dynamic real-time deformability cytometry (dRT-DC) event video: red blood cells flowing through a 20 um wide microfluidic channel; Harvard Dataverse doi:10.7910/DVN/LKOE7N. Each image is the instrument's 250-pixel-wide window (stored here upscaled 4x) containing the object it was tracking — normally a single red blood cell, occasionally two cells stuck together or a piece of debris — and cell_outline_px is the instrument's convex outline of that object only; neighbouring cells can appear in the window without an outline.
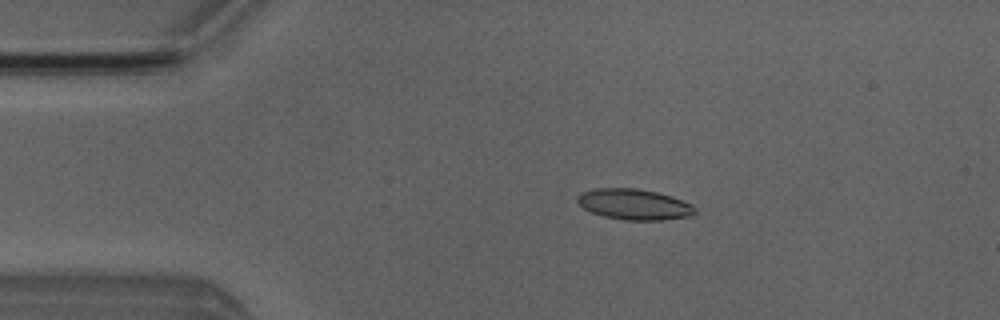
{"species": "Egyptian fruit bat (a non-hibernating species)", "species_latin": "Rousettus aegyptiacus", "temperature_condition": "room temperature", "stored_images_in_passage": 3, "camera_frame_rate_fps": 3000, "um_per_image_px": 0.085, "animal": {"sex": "male"}, "frame": {"image": 1, "passage_image": 2, "time_ms": 1.0, "image_size_px": [1000, 320], "cell_outline_px": [[696, 212], [692, 216], [660, 220], [624, 220], [604, 216], [592, 212], [584, 208], [576, 200], [584, 192], [596, 188], [636, 188], [656, 192], [672, 196], [692, 204], [696, 208]], "centroid_in_image_um": [53.96, 17.37], "position_along_channel_um": 31.0, "area_um2": 20.92}}